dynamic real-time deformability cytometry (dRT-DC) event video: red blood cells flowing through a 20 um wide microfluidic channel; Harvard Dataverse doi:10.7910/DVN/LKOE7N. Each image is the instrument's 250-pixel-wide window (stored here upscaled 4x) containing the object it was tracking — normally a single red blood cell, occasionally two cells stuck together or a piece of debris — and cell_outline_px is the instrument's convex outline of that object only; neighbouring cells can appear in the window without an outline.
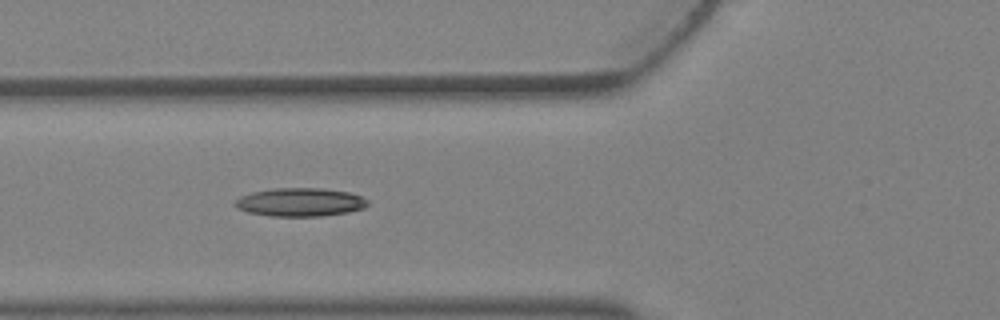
{"species": "Egyptian fruit bat (a non-hibernating species)", "species_latin": "Rousettus aegyptiacus", "temperature_condition": "warm", "stored_images_in_passage": 4, "camera_frame_rate_fps": 3000, "um_per_image_px": 0.085, "animal": {"sex": "female"}, "frame": {"image": 1, "passage_image": 4, "time_ms": 1.0, "image_size_px": [1000, 320], "cell_outline_px": [[368, 204], [364, 208], [348, 212], [324, 216], [272, 216], [248, 212], [236, 208], [232, 204], [240, 196], [252, 192], [276, 188], [320, 188], [348, 192], [360, 196], [368, 200]], "centroid_in_image_um": [25.49, 17.19], "position_along_channel_um": 100.3, "area_um2": 21.96}}